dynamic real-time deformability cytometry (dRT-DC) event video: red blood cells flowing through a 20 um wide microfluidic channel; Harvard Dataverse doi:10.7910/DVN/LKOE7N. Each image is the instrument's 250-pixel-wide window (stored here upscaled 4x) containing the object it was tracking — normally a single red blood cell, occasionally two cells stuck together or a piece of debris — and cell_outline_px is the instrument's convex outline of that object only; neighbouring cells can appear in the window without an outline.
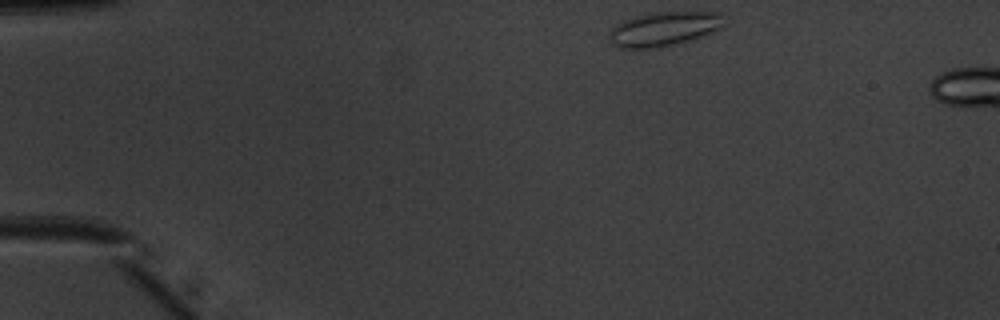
{"species": "common noctule bat (a hibernating species)", "species_latin": "Nyctalus noctula", "temperature_condition": "warm", "stored_images_in_passage": 6, "camera_frame_rate_fps": 3000, "um_per_image_px": 0.085, "animal": {"sex": "male", "body_mass_g": 20.1, "forearm_length_mm": 53.5}, "frame": {"image": 1, "passage_image": 1, "time_ms": 0.0, "image_size_px": [1000, 320], "cell_outline_px": [[728, 24], [720, 28], [700, 36], [688, 40], [672, 44], [652, 48], [620, 48], [612, 44], [612, 28], [616, 24], [624, 20], [652, 12], [720, 12]], "centroid_in_image_um": [56.49, 2.43], "position_along_channel_um": 28.5, "area_um2": 22.48}}